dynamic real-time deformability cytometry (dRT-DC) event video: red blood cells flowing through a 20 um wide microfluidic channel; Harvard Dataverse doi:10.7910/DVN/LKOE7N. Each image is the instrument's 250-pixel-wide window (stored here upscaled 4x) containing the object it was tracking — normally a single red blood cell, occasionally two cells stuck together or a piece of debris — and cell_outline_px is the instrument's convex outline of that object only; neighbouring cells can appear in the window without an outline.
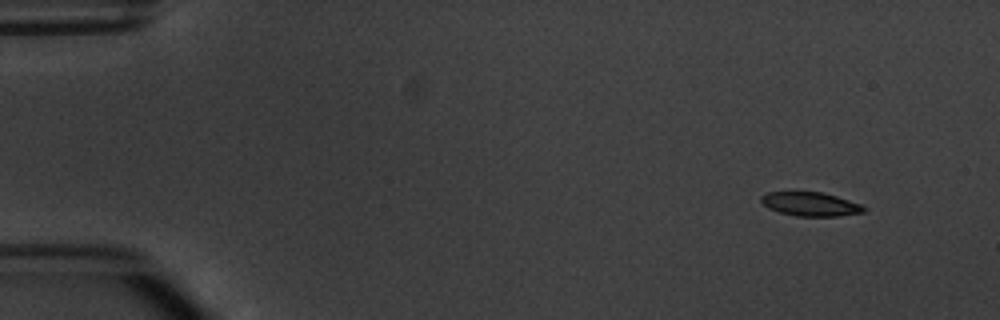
{"species": "common noctule bat (a hibernating species)", "species_latin": "Nyctalus noctula", "temperature_condition": "warm", "stored_images_in_passage": 4, "camera_frame_rate_fps": 3000, "um_per_image_px": 0.085, "animal": {"sex": "male", "body_mass_g": 20.1, "forearm_length_mm": 53.5}, "frame": {"image": 1, "passage_image": 1, "time_ms": 0.0, "image_size_px": [1000, 320], "cell_outline_px": [[868, 208], [864, 212], [840, 216], [796, 216], [780, 212], [768, 208], [760, 200], [760, 196], [768, 192], [820, 192], [836, 196], [860, 204]], "centroid_in_image_um": [68.9, 17.35], "position_along_channel_um": 16.1, "area_um2": 14.22}}
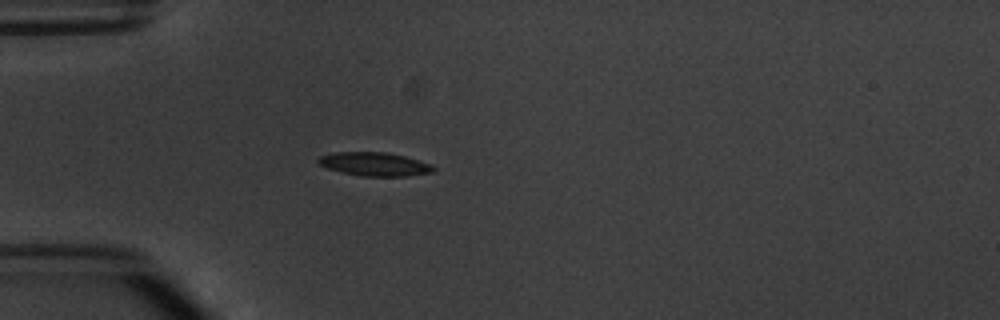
{"frame": {"image": 2, "passage_image": 4, "time_ms": 3.667, "image_size_px": [1000, 320], "cell_outline_px": [[436, 168], [432, 172], [408, 176], [360, 176], [328, 168], [320, 164], [316, 160], [320, 156], [332, 152], [384, 152], [404, 156], [420, 160], [432, 164]], "centroid_in_image_um": [31.86, 13.94], "position_along_channel_um": 53.1, "area_um2": 15.78}}